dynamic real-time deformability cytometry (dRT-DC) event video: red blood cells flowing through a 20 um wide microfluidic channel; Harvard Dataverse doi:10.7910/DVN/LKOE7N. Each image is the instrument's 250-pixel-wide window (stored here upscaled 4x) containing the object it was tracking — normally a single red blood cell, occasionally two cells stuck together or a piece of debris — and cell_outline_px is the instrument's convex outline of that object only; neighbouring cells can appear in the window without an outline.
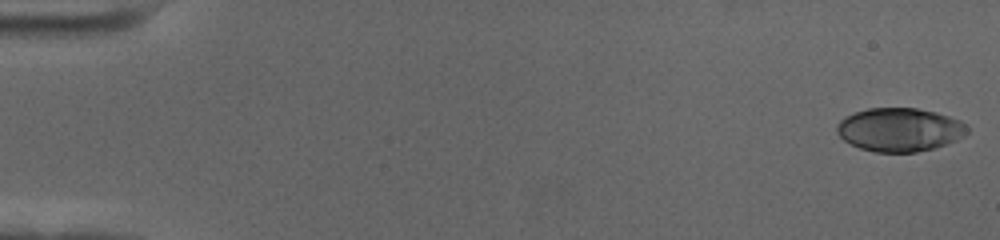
{"species": "human", "species_latin": "Homo sapiens", "temperature_condition": "cold", "stored_images_in_passage": 58, "camera_frame_rate_fps": 3000, "um_per_image_px": 0.085, "donor": {"sex": "female"}, "frame": {"image": 1, "passage_image": 1, "time_ms": 0.0, "image_size_px": [1000, 240], "cell_outline_px": [[968, 132], [964, 136], [956, 140], [932, 148], [916, 152], [876, 152], [860, 148], [844, 140], [836, 132], [836, 124], [844, 116], [868, 108], [916, 108], [936, 112], [960, 120], [968, 128]], "centroid_in_image_um": [76.44, 11.01], "position_along_channel_um": 8.6, "area_um2": 32.95}}
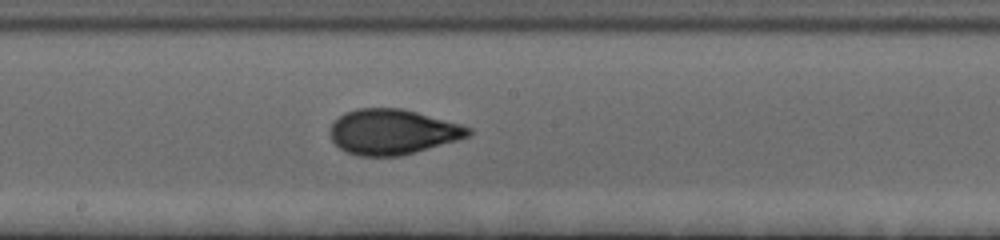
{"frame": {"image": 2, "passage_image": 32, "time_ms": 10.333, "image_size_px": [1000, 240], "cell_outline_px": [[472, 132], [468, 136], [456, 140], [400, 156], [360, 156], [348, 152], [340, 148], [332, 140], [332, 124], [344, 112], [356, 108], [404, 108], [460, 124], [472, 128]], "centroid_in_image_um": [33.37, 11.19], "position_along_channel_um": 214.8, "area_um2": 36.07}}
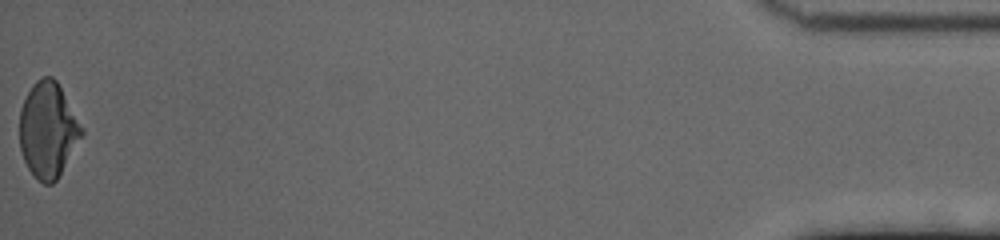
{"frame": {"image": 3, "passage_image": 58, "time_ms": 19.0, "image_size_px": [1000, 240], "cell_outline_px": [[84, 132], [56, 180], [52, 184], [44, 184], [28, 168], [24, 160], [20, 148], [20, 108], [32, 84], [36, 80], [44, 76], [52, 76], [56, 80], [84, 128]], "centroid_in_image_um": [4.07, 11.01], "position_along_channel_um": 431.1, "area_um2": 34.1}, "authors_computed_cell_mechanics": {"area_um2": 35.1424, "velocity_mm_per_s": 3.5311, "shape_relaxation_time_tau1_ms": 5.7946, "shape_relaxation_time_tau2_ms": 0.8364, "deformation_change_tau1": 0.1879, "deformation_change_tau2": 0.0481}}